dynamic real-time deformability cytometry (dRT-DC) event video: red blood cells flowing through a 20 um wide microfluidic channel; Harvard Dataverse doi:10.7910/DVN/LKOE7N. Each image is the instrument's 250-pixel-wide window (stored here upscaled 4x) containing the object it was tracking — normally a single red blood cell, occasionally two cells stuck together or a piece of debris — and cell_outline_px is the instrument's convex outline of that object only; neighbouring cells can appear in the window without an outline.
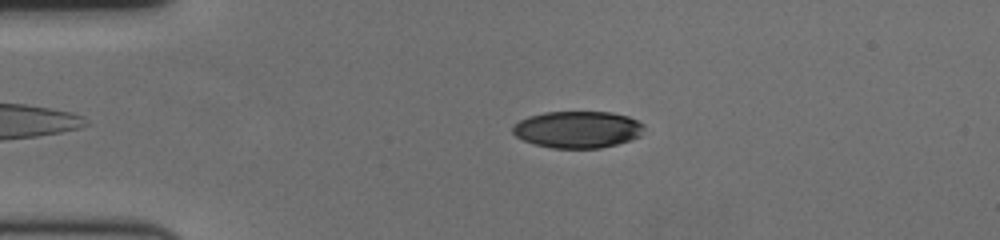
{"species": "human", "species_latin": "Homo sapiens", "temperature_condition": "cold", "stored_images_in_passage": 39, "camera_frame_rate_fps": 3000, "um_per_image_px": 0.085, "donor": {"sex": "female"}, "frame": {"image": 1, "passage_image": 2, "time_ms": 0.333, "image_size_px": [1000, 240], "cell_outline_px": [[644, 128], [640, 136], [632, 140], [600, 148], [552, 148], [536, 144], [524, 140], [516, 136], [512, 132], [512, 128], [520, 120], [528, 116], [544, 112], [612, 112], [628, 116], [644, 124]], "centroid_in_image_um": [49.12, 11.0], "position_along_channel_um": 35.9, "area_um2": 28.21}}
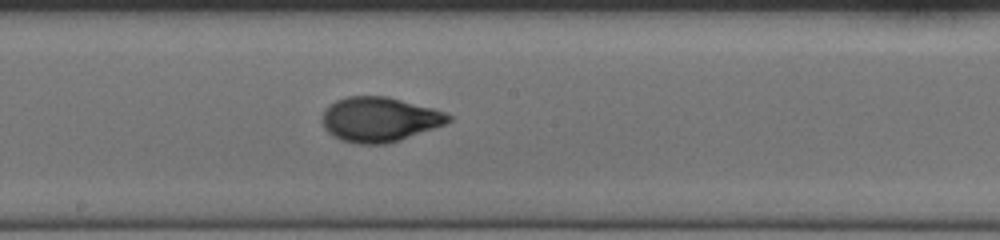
{"frame": {"image": 2, "passage_image": 21, "time_ms": 6.667, "image_size_px": [1000, 240], "cell_outline_px": [[452, 120], [444, 124], [400, 140], [388, 144], [356, 144], [340, 140], [332, 136], [324, 128], [320, 120], [328, 104], [336, 100], [348, 96], [388, 96], [432, 108], [444, 112], [452, 116]], "centroid_in_image_um": [32.21, 10.15], "position_along_channel_um": 216.0, "area_um2": 33.06}}
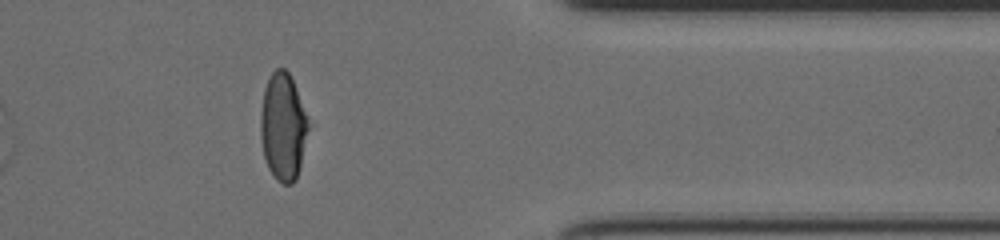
{"frame": {"image": 3, "passage_image": 37, "time_ms": 12.0, "image_size_px": [1000, 240], "cell_outline_px": [[308, 128], [300, 168], [296, 180], [292, 184], [284, 184], [276, 180], [268, 168], [264, 156], [260, 140], [260, 112], [264, 88], [268, 76], [276, 68], [284, 68], [288, 72], [292, 80], [308, 120]], "centroid_in_image_um": [24.02, 10.79], "position_along_channel_um": 387.4, "area_um2": 29.88}, "authors_computed_cell_mechanics": {"area_um2": 31.79, "velocity_mm_per_s": 3.5343, "shape_relaxation_time_tau1_ms": 4.4826, "shape_relaxation_time_tau2_ms": 0.8179, "deformation_change_tau1": 0.2101, "deformation_change_tau2": 0.051}}